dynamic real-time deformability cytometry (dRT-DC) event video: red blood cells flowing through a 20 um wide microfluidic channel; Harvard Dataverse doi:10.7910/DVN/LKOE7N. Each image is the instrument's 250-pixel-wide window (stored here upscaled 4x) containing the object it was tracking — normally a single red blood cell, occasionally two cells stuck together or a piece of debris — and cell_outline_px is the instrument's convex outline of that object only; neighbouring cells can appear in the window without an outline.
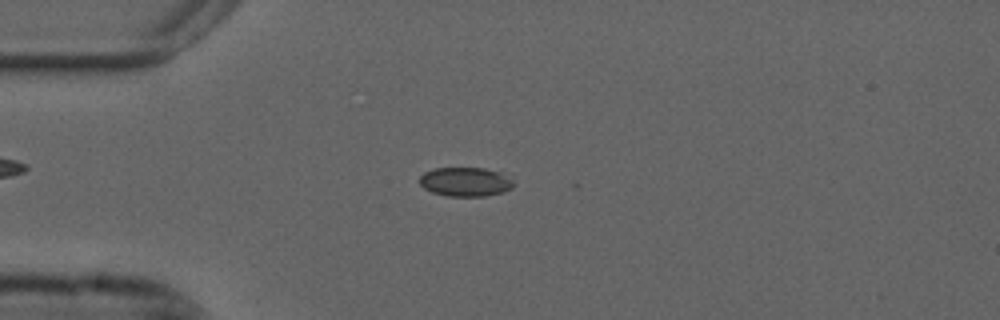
{"species": "common noctule bat (a hibernating species)", "species_latin": "Nyctalus noctula", "temperature_condition": "cold", "stored_images_in_passage": 33, "camera_frame_rate_fps": 3000, "um_per_image_px": 0.085, "animal": {"sex": "male", "forearm_length_mm": 52.5}, "frame": {"image": 1, "passage_image": 13, "time_ms": 4.0, "image_size_px": [1000, 320], "cell_outline_px": [[512, 188], [504, 192], [484, 196], [448, 196], [432, 192], [424, 188], [420, 184], [420, 176], [424, 172], [436, 168], [484, 168], [496, 172], [512, 180]], "centroid_in_image_um": [39.51, 15.46], "position_along_channel_um": 45.5, "area_um2": 15.66}}
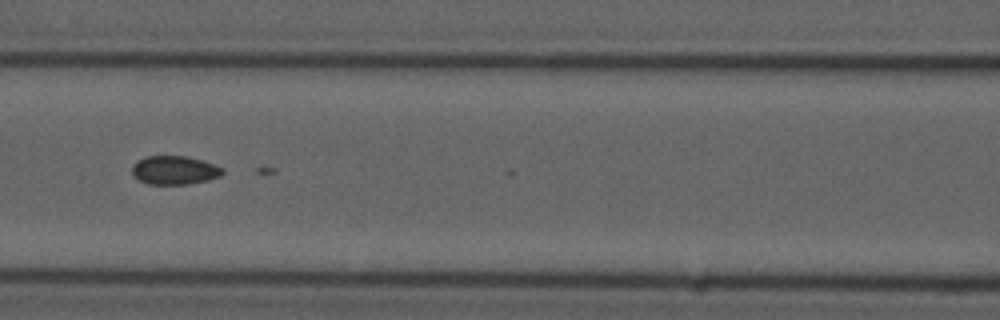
{"frame": {"image": 2, "passage_image": 23, "time_ms": 7.333, "image_size_px": [1000, 320], "cell_outline_px": [[224, 172], [220, 176], [208, 180], [188, 184], [148, 184], [140, 180], [132, 172], [132, 164], [136, 160], [148, 156], [188, 156], [204, 160], [224, 168]], "centroid_in_image_um": [14.86, 14.45], "position_along_channel_um": 151.7, "area_um2": 15.2}}
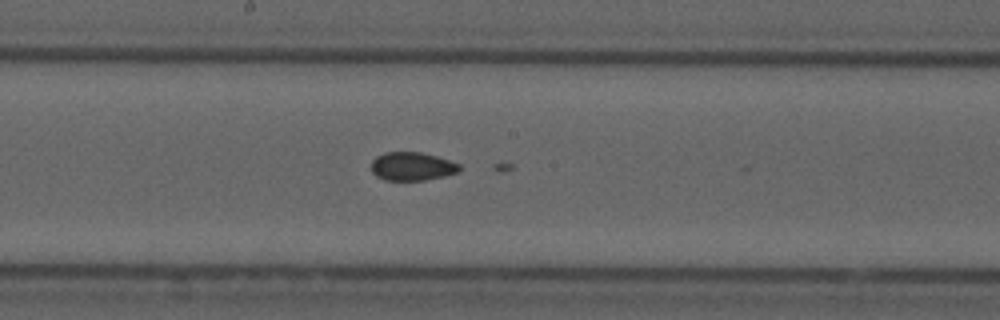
{"frame": {"image": 3, "passage_image": 28, "time_ms": 9.0, "image_size_px": [1000, 320], "cell_outline_px": [[460, 172], [444, 176], [424, 180], [384, 180], [376, 176], [372, 172], [372, 160], [376, 156], [384, 152], [420, 152], [436, 156], [460, 164]], "centroid_in_image_um": [35.02, 14.14], "position_along_channel_um": 213.2, "area_um2": 14.62}}